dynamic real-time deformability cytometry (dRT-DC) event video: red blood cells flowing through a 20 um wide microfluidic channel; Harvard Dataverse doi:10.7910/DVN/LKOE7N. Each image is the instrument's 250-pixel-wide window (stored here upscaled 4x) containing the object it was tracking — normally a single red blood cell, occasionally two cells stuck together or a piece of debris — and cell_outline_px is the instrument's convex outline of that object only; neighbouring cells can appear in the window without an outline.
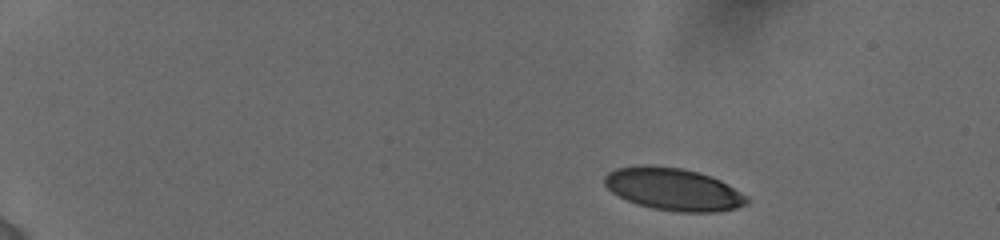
{"species": "human", "species_latin": "Homo sapiens", "temperature_condition": "cold", "stored_images_in_passage": 6, "camera_frame_rate_fps": 3000, "um_per_image_px": 0.085, "donor": {"sex": "female"}, "frame": {"image": 1, "passage_image": 1, "time_ms": 0.0, "image_size_px": [1000, 240], "cell_outline_px": [[752, 200], [748, 204], [736, 208], [716, 212], [680, 212], [652, 208], [636, 204], [612, 192], [604, 184], [604, 176], [608, 172], [616, 168], [636, 164], [648, 164], [684, 168], [700, 172], [712, 176], [728, 184], [748, 196]], "centroid_in_image_um": [57.26, 16.06], "position_along_channel_um": 27.7, "area_um2": 35.72}}
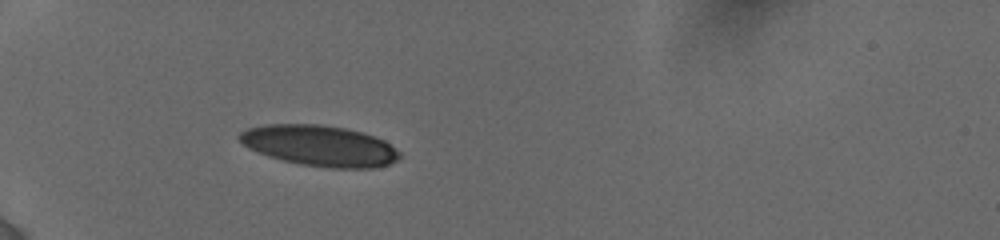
{"frame": {"image": 2, "passage_image": 4, "time_ms": 3.333, "image_size_px": [1000, 240], "cell_outline_px": [[400, 156], [396, 160], [388, 164], [376, 168], [328, 168], [300, 164], [268, 156], [248, 148], [236, 136], [240, 132], [248, 128], [264, 124], [320, 124], [344, 128], [364, 132], [384, 140], [400, 152]], "centroid_in_image_um": [27.16, 12.38], "position_along_channel_um": 57.8, "area_um2": 38.15}}
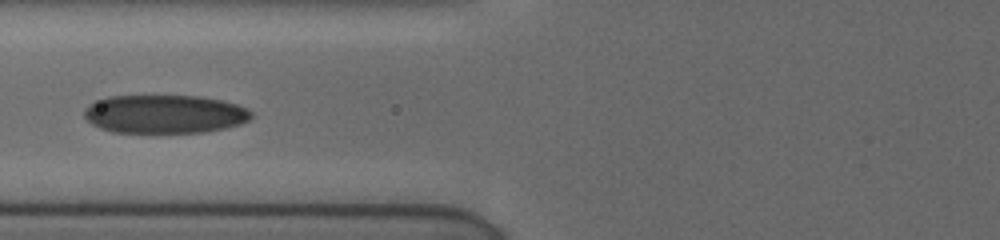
{"frame": {"image": 3, "passage_image": 6, "time_ms": 5.333, "image_size_px": [1000, 240], "cell_outline_px": [[252, 116], [248, 120], [240, 124], [224, 128], [204, 132], [112, 132], [100, 128], [92, 124], [84, 116], [84, 108], [88, 104], [96, 100], [108, 96], [200, 96], [220, 100], [236, 104], [248, 108], [252, 112]], "centroid_in_image_um": [13.97, 9.69], "position_along_channel_um": 111.8, "area_um2": 37.45}}